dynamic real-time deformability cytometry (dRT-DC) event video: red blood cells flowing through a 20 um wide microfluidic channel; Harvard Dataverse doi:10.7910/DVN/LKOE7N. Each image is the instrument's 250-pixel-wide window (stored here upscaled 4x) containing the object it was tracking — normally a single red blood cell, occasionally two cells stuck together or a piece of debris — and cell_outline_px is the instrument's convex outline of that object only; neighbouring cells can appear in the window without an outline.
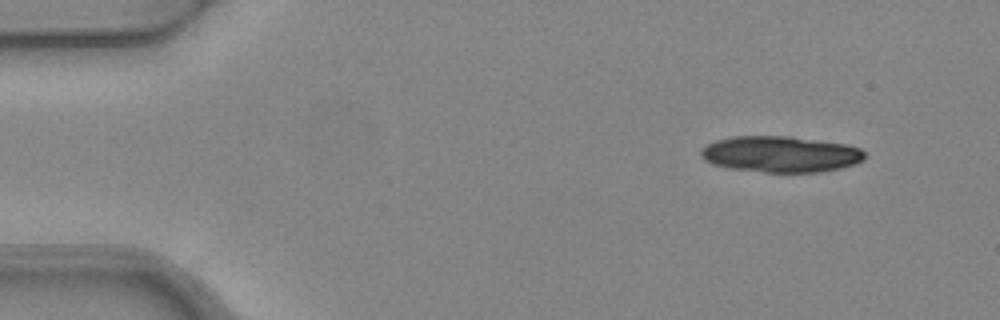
{"species": "common noctule bat (a hibernating species)", "species_latin": "Nyctalus noctula", "temperature_condition": "warm", "stored_images_in_passage": 3, "camera_frame_rate_fps": 3000, "um_per_image_px": 0.085, "animal": {"sex": "female", "body_mass_g": 24.6, "forearm_length_mm": 56.2}, "frame": {"image": 1, "passage_image": 1, "time_ms": 0.0, "image_size_px": [1000, 320], "cell_outline_px": [[864, 160], [840, 168], [820, 172], [764, 172], [728, 168], [712, 164], [704, 160], [700, 156], [700, 148], [716, 140], [732, 136], [788, 136], [848, 144], [860, 148], [864, 152]], "centroid_in_image_um": [66.31, 13.1], "position_along_channel_um": 18.7, "area_um2": 34.62}}